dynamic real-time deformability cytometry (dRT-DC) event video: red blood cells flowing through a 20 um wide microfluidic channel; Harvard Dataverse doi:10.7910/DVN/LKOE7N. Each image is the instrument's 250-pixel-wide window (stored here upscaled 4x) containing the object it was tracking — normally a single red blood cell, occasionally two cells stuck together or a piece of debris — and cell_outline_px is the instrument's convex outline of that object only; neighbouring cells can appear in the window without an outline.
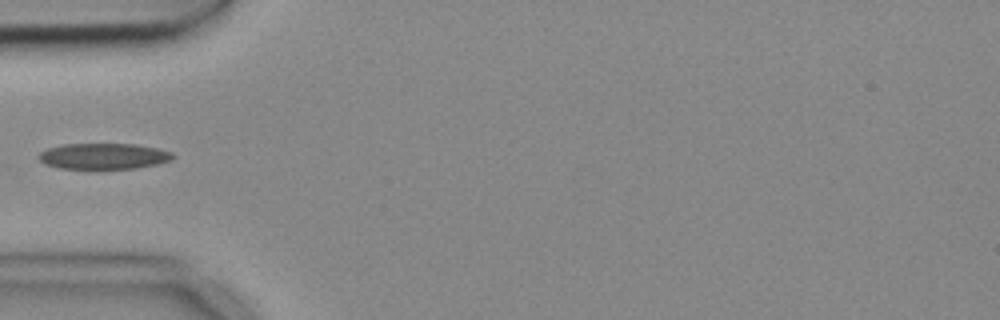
{"species": "common noctule bat (a hibernating species)", "species_latin": "Nyctalus noctula", "temperature_condition": "cold", "stored_images_in_passage": 6, "camera_frame_rate_fps": 3000, "um_per_image_px": 0.085, "animal": {"sex": "female", "body_mass_g": 18.4}, "frame": {"image": 1, "passage_image": 5, "time_ms": 1.333, "image_size_px": [1000, 320], "cell_outline_px": [[176, 156], [172, 160], [156, 164], [136, 168], [60, 168], [44, 164], [36, 156], [40, 152], [48, 148], [64, 144], [136, 144], [156, 148], [172, 152]], "centroid_in_image_um": [8.8, 13.27], "position_along_channel_um": 76.2, "area_um2": 20.17}}